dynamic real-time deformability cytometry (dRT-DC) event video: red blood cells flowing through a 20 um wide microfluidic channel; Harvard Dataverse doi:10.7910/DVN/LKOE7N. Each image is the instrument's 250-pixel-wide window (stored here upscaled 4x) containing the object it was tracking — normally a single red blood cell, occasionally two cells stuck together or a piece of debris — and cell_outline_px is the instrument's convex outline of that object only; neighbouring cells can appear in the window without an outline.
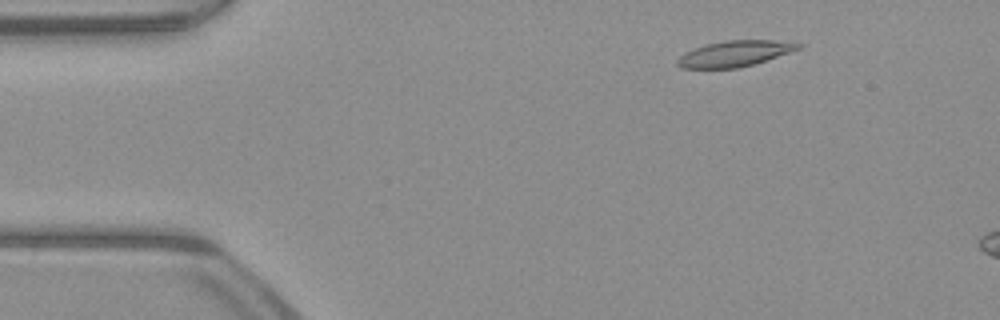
{"species": "common noctule bat (a hibernating species)", "species_latin": "Nyctalus noctula", "temperature_condition": "warm", "stored_images_in_passage": 13, "camera_frame_rate_fps": 3000, "um_per_image_px": 0.085, "animal": {"sex": "male", "body_mass_g": 23.1, "forearm_length_mm": 52.7}, "frame": {"image": 1, "passage_image": 6, "time_ms": 1.667, "image_size_px": [1000, 320], "cell_outline_px": [[804, 44], [800, 48], [752, 64], [736, 68], [684, 68], [676, 64], [676, 60], [684, 52], [708, 44], [724, 40], [772, 40]], "centroid_in_image_um": [62.4, 4.55], "position_along_channel_um": 22.6, "area_um2": 17.74}}